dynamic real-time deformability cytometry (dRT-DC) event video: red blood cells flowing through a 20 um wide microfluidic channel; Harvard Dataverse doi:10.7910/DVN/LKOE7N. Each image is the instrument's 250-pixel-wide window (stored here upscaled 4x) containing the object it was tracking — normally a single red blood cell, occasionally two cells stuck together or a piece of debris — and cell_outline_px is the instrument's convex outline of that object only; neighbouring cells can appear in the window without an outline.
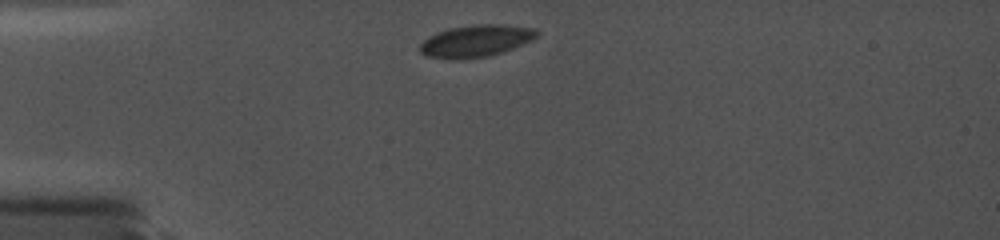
{"species": "common noctule bat (a hibernating species)", "species_latin": "Nyctalus noctula", "temperature_condition": "cold", "stored_images_in_passage": 16, "camera_frame_rate_fps": 5000, "um_per_image_px": 0.085, "animal": {"sex": "female", "body_mass_g": 19.0, "forearm_length_mm": 56.7}, "frame": {"image": 1, "passage_image": 1, "time_ms": 0.0, "image_size_px": [1000, 240], "cell_outline_px": [[540, 32], [536, 36], [520, 44], [500, 52], [484, 56], [428, 56], [420, 52], [420, 44], [428, 36], [436, 32], [448, 28], [472, 24], [500, 24], [536, 28]], "centroid_in_image_um": [40.45, 3.4], "position_along_channel_um": 44.5, "area_um2": 20.69}}
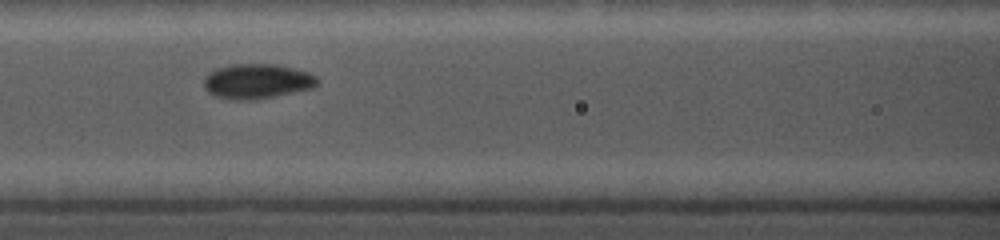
{"frame": {"image": 2, "passage_image": 10, "time_ms": 3.4, "image_size_px": [1000, 240], "cell_outline_px": [[320, 80], [312, 88], [256, 100], [232, 100], [216, 96], [208, 92], [204, 88], [204, 80], [216, 68], [228, 64], [276, 64], [308, 72], [316, 76]], "centroid_in_image_um": [21.85, 6.91], "position_along_channel_um": 144.8, "area_um2": 23.0}}
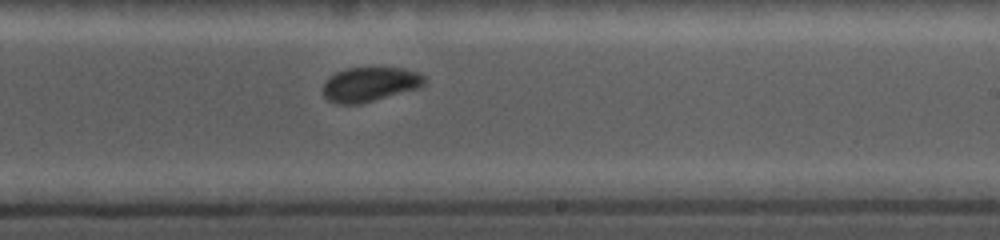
{"frame": {"image": 3, "passage_image": 16, "time_ms": 6.4, "image_size_px": [1000, 240], "cell_outline_px": [[424, 84], [420, 88], [360, 104], [336, 104], [328, 100], [324, 96], [324, 84], [336, 72], [348, 68], [376, 64], [380, 64], [404, 68], [420, 72], [424, 76]], "centroid_in_image_um": [31.5, 7.11], "position_along_channel_um": 257.5, "area_um2": 21.15}}